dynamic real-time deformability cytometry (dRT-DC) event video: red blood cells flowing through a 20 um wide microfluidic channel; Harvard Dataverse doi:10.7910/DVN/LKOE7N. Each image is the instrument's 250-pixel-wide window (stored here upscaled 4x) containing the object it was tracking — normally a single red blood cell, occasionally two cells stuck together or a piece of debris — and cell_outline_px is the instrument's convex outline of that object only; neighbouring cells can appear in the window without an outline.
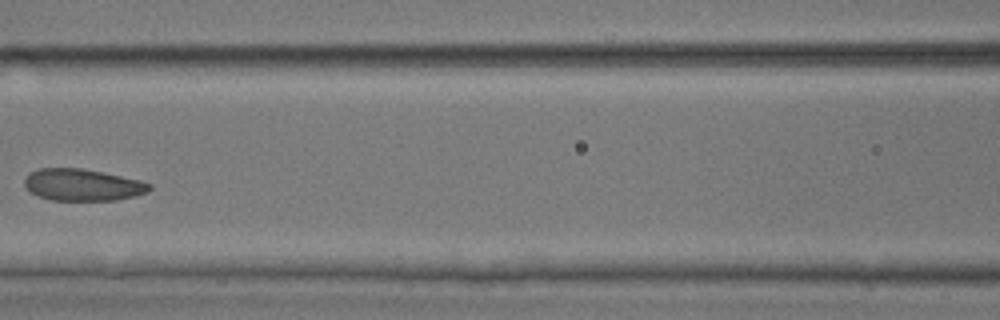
{"species": "common noctule bat (a hibernating species)", "species_latin": "Nyctalus noctula", "temperature_condition": "room temperature", "stored_images_in_passage": 6, "camera_frame_rate_fps": 3000, "um_per_image_px": 0.085, "animal": {"sex": "male", "body_mass_g": 17.9, "forearm_length_mm": 54.2}, "frame": {"image": 1, "passage_image": 5, "time_ms": 1.333, "image_size_px": [1000, 320], "cell_outline_px": [[152, 188], [148, 192], [116, 200], [52, 200], [36, 196], [24, 184], [24, 180], [32, 172], [40, 168], [84, 168], [140, 180], [152, 184]], "centroid_in_image_um": [7.04, 15.71], "position_along_channel_um": 159.6, "area_um2": 23.06}}
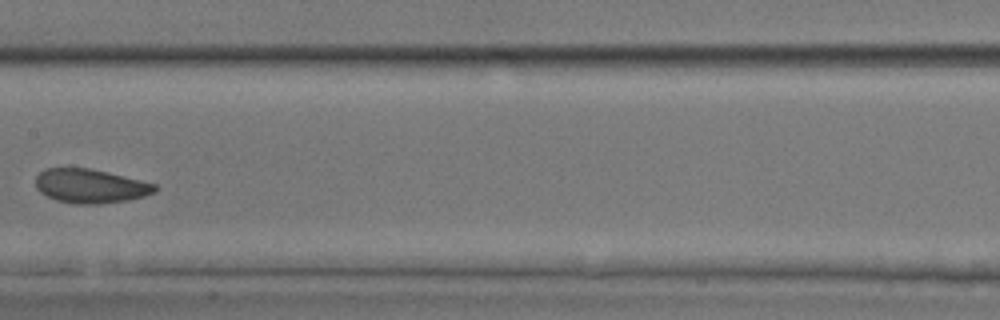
{"frame": {"image": 2, "passage_image": 6, "time_ms": 1.667, "image_size_px": [1000, 320], "cell_outline_px": [[156, 192], [144, 196], [128, 200], [100, 204], [76, 204], [56, 200], [40, 192], [36, 188], [36, 176], [44, 168], [88, 168], [140, 180], [156, 184]], "centroid_in_image_um": [7.66, 15.82], "position_along_channel_um": 199.7, "area_um2": 23.52}}